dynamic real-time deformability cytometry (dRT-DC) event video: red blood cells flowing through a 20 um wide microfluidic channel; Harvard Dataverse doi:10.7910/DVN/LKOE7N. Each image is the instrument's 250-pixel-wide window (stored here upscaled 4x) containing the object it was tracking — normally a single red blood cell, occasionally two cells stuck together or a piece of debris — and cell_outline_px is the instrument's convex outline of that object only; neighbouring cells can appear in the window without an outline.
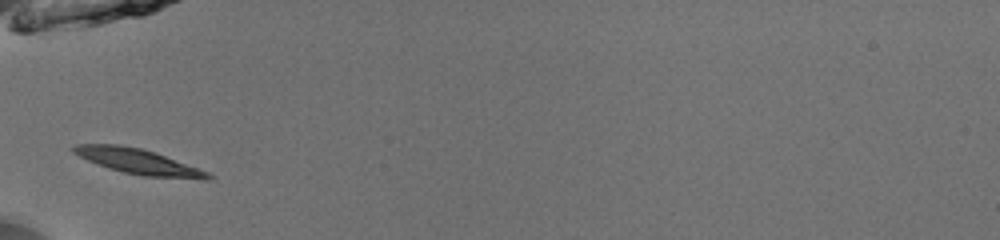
{"species": "common noctule bat (a hibernating species)", "species_latin": "Nyctalus noctula", "temperature_condition": "room temperature", "stored_images_in_passage": 33, "camera_frame_rate_fps": 3000, "um_per_image_px": 0.085, "animal": {"sex": "male", "body_mass_g": 13.0, "forearm_length_mm": 53.1}, "frame": {"image": 1, "passage_image": 1, "time_ms": 0.0, "image_size_px": [1000, 240], "cell_outline_px": [[212, 180], [204, 180], [144, 176], [124, 172], [108, 168], [88, 160], [72, 152], [68, 148], [76, 144], [120, 144], [140, 148], [200, 168], [208, 172], [212, 176]], "centroid_in_image_um": [11.77, 13.74], "position_along_channel_um": 73.2, "area_um2": 19.77}}
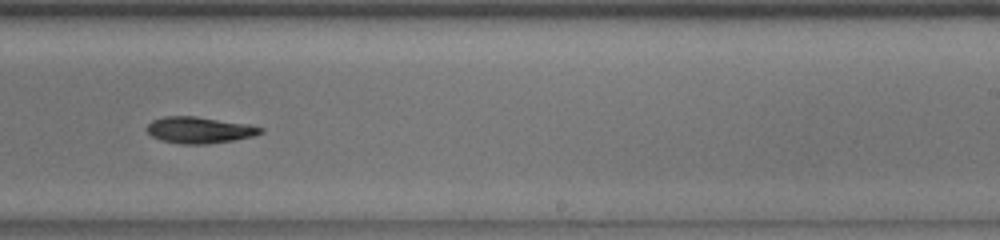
{"frame": {"image": 2, "passage_image": 16, "time_ms": 5.0, "image_size_px": [1000, 240], "cell_outline_px": [[264, 132], [252, 136], [236, 140], [208, 144], [180, 144], [160, 140], [152, 136], [148, 132], [148, 124], [152, 120], [164, 116], [196, 116], [248, 124], [264, 128]], "centroid_in_image_um": [16.96, 11.05], "position_along_channel_um": 272.0, "area_um2": 17.57}}
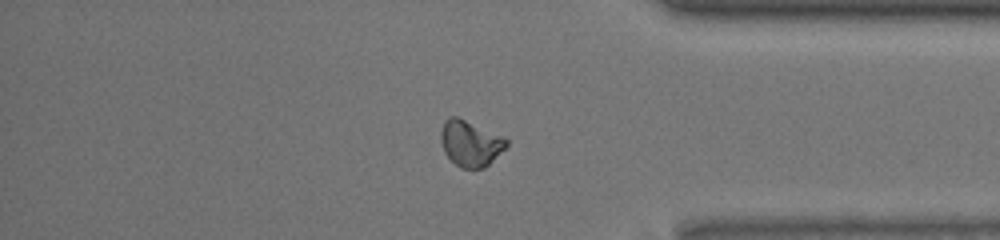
{"frame": {"image": 3, "passage_image": 26, "time_ms": 8.333, "image_size_px": [1000, 240], "cell_outline_px": [[508, 144], [484, 168], [460, 168], [444, 152], [440, 140], [440, 132], [444, 120], [448, 116], [456, 116], [504, 136], [508, 140]], "centroid_in_image_um": [39.96, 12.16], "position_along_channel_um": 395.2, "area_um2": 17.46}, "authors_computed_cell_mechanics": {"area_um2": 17.629, "velocity_mm_per_s": 3.9845, "shape_relaxation_time_tau1_ms": 3.178, "shape_relaxation_time_tau2_ms": null, "deformation_change_tau1": 0.1078, "deformation_change_tau2": null}}